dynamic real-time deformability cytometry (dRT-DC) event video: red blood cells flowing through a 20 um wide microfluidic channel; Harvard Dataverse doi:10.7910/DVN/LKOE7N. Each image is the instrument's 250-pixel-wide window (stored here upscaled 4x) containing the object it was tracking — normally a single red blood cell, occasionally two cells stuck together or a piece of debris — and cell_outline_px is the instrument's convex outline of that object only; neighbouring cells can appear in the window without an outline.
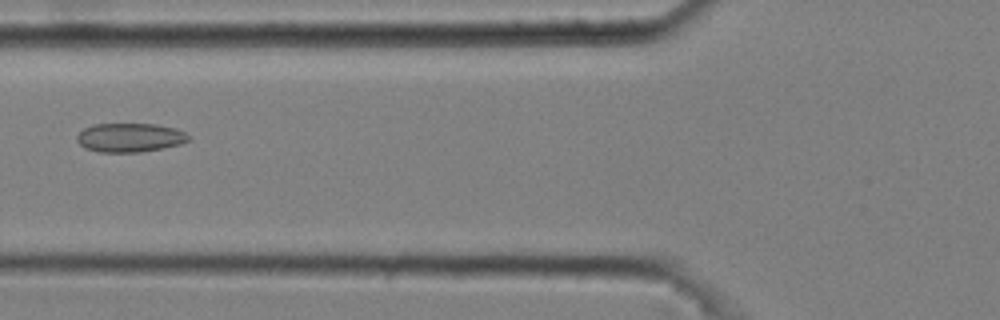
{"species": "common noctule bat (a hibernating species)", "species_latin": "Nyctalus noctula", "temperature_condition": "cold", "stored_images_in_passage": 8, "camera_frame_rate_fps": 3000, "um_per_image_px": 0.085, "animal": {"sex": "male", "body_mass_g": 20.4}, "frame": {"image": 1, "passage_image": 5, "time_ms": 1.333, "image_size_px": [1000, 320], "cell_outline_px": [[192, 136], [188, 140], [180, 144], [140, 152], [100, 152], [84, 148], [76, 140], [76, 136], [84, 128], [92, 124], [156, 124], [176, 128]], "centroid_in_image_um": [11.03, 11.69], "position_along_channel_um": 114.8, "area_um2": 18.84}}
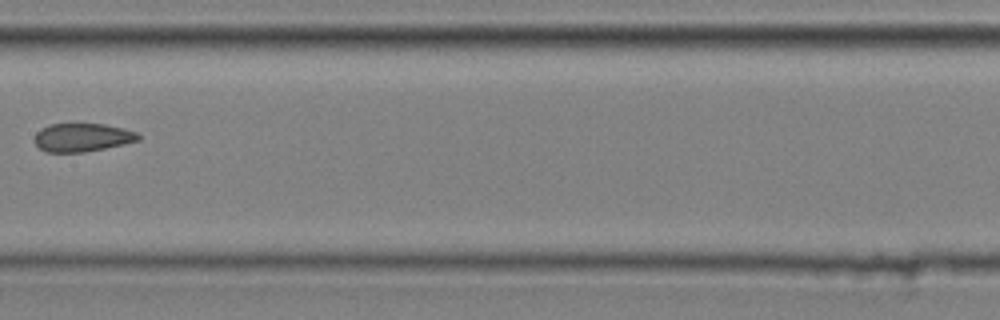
{"frame": {"image": 2, "passage_image": 7, "time_ms": 2.0, "image_size_px": [1000, 320], "cell_outline_px": [[140, 140], [124, 144], [84, 152], [48, 152], [40, 148], [36, 144], [36, 132], [40, 128], [48, 124], [104, 124], [124, 128], [136, 132], [140, 136]], "centroid_in_image_um": [7.01, 11.67], "position_along_channel_um": 200.4, "area_um2": 17.05}}
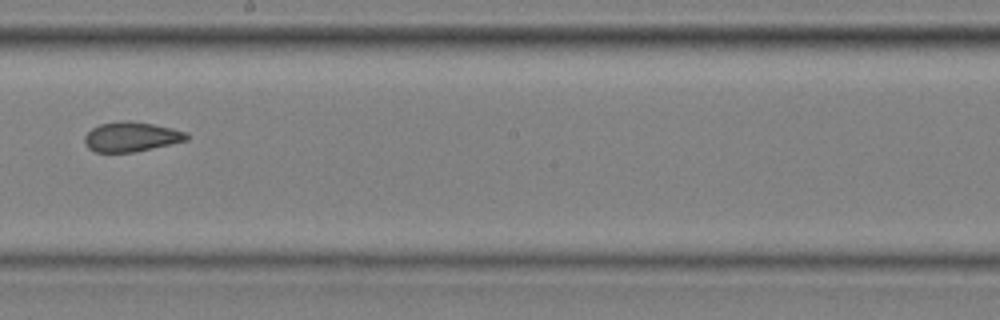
{"frame": {"image": 3, "passage_image": 8, "time_ms": 2.333, "image_size_px": [1000, 320], "cell_outline_px": [[188, 140], [152, 148], [132, 152], [96, 152], [88, 148], [84, 144], [84, 136], [92, 128], [100, 124], [120, 120], [128, 120], [152, 124], [172, 128], [188, 132]], "centroid_in_image_um": [11.14, 11.62], "position_along_channel_um": 237.1, "area_um2": 17.69}}